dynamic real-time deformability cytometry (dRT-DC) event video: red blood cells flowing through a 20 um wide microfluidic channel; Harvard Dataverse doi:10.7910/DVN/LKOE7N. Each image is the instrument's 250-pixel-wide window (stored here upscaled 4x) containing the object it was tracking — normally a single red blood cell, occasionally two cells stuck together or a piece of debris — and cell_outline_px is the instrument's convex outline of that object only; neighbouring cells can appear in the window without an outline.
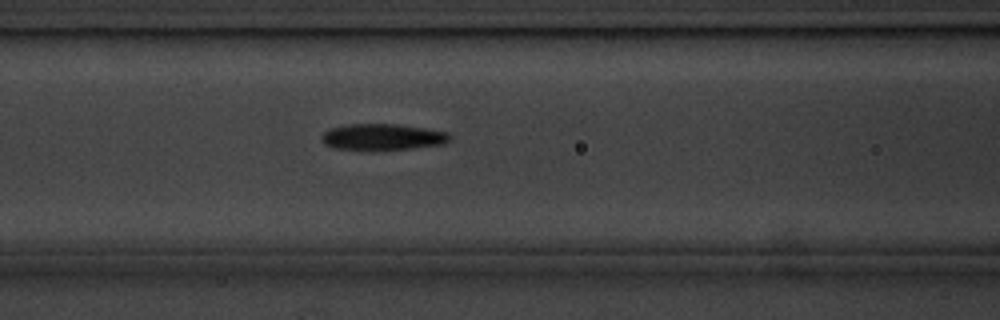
{"species": "common noctule bat (a hibernating species)", "species_latin": "Nyctalus noctula", "temperature_condition": "cold", "stored_images_in_passage": 40, "camera_frame_rate_fps": 3000, "um_per_image_px": 0.085, "animal": {"sex": "male", "body_mass_g": 20.1, "forearm_length_mm": 53.5}, "frame": {"image": 1, "passage_image": 7, "time_ms": 2.0, "image_size_px": [1000, 320], "cell_outline_px": [[452, 136], [444, 144], [412, 148], [376, 152], [332, 148], [324, 144], [320, 140], [320, 136], [324, 132], [332, 128], [348, 124], [400, 124], [448, 132]], "centroid_in_image_um": [32.48, 11.67], "position_along_channel_um": 134.1, "area_um2": 20.29}}
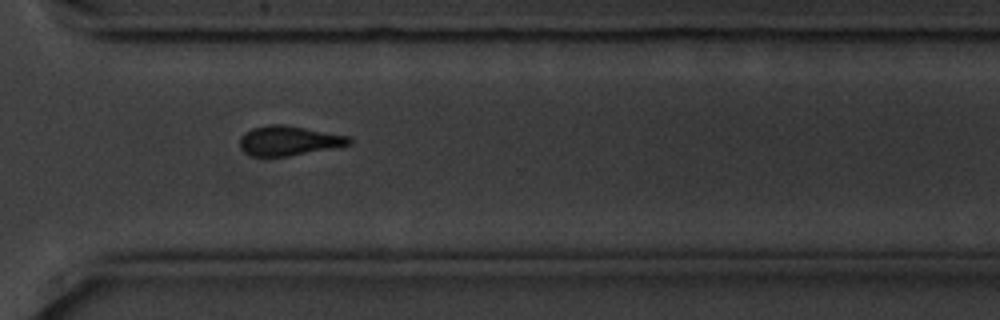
{"frame": {"image": 2, "passage_image": 25, "time_ms": 8.0, "image_size_px": [1000, 320], "cell_outline_px": [[352, 144], [288, 156], [252, 156], [244, 152], [240, 148], [240, 136], [244, 132], [252, 128], [272, 124], [284, 124], [352, 136]], "centroid_in_image_um": [24.55, 11.94], "position_along_channel_um": 346.1, "area_um2": 18.96}}
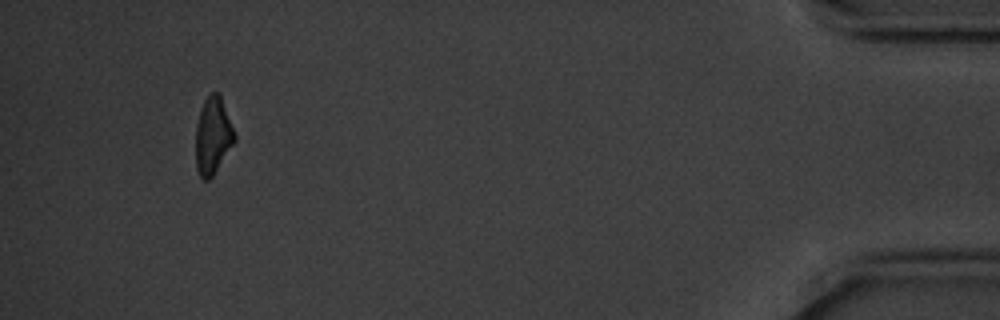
{"frame": {"image": 3, "passage_image": 37, "time_ms": 12.0, "image_size_px": [1000, 320], "cell_outline_px": [[236, 140], [212, 176], [208, 180], [204, 180], [200, 176], [196, 168], [196, 124], [200, 108], [204, 100], [212, 92], [220, 92], [236, 136]], "centroid_in_image_um": [18.09, 11.5], "position_along_channel_um": 417.1, "area_um2": 17.46}, "authors_computed_cell_mechanics": {"area_um2": 19.1607, "velocity_mm_per_s": 3.541, "shape_relaxation_time_tau1_ms": 3.5403, "shape_relaxation_time_tau2_ms": null, "deformation_change_tau1": 0.128, "deformation_change_tau2": null}}